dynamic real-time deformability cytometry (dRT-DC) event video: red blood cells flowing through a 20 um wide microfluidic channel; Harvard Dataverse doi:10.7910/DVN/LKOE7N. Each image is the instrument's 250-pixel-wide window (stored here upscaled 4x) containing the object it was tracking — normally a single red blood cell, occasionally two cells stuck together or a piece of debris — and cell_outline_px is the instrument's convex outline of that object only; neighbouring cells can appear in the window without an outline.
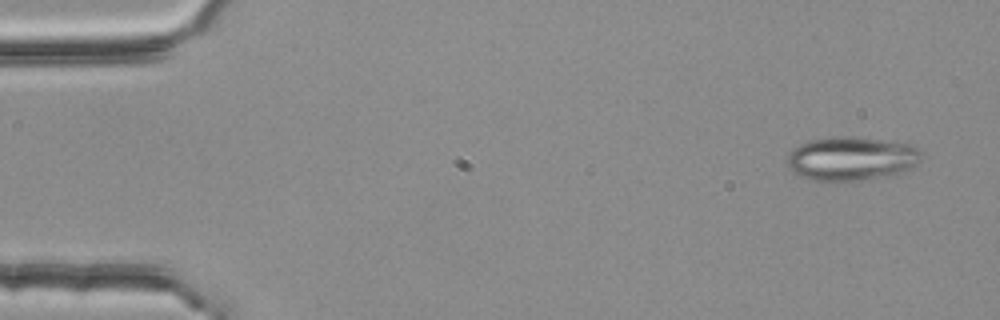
{"species": "common noctule bat (a hibernating species)", "species_latin": "Nyctalus noctula", "temperature_condition": "room temperature", "stored_images_in_passage": 3, "camera_frame_rate_fps": 3000, "um_per_image_px": 0.085, "animal": {"sex": "female", "body_mass_g": 25.1}, "frame": {"image": 1, "passage_image": 1, "time_ms": 0.0, "image_size_px": [1000, 320], "cell_outline_px": [[924, 156], [908, 172], [892, 176], [860, 180], [812, 180], [800, 176], [792, 172], [788, 168], [788, 156], [792, 148], [808, 140], [836, 136], [852, 136], [912, 144], [924, 152]], "centroid_in_image_um": [72.43, 13.48], "position_along_channel_um": 12.6, "area_um2": 34.85}}